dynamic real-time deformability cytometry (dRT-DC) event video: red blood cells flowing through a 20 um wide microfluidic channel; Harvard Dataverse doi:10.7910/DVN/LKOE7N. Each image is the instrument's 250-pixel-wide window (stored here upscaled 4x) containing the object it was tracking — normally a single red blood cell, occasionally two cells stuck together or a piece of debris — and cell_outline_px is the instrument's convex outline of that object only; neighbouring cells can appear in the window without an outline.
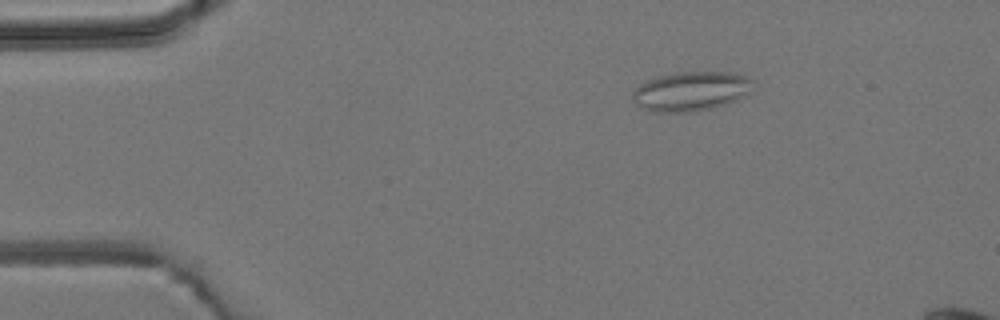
{"species": "common noctule bat (a hibernating species)", "species_latin": "Nyctalus noctula", "temperature_condition": "room temperature", "stored_images_in_passage": 6, "camera_frame_rate_fps": 3000, "um_per_image_px": 0.085, "animal": {"sex": "male", "body_mass_g": 19.2, "forearm_length_mm": 51.8}, "frame": {"image": 1, "passage_image": 3, "time_ms": 2.333, "image_size_px": [1000, 320], "cell_outline_px": [[752, 80], [748, 92], [736, 100], [712, 108], [688, 112], [656, 112], [640, 108], [632, 100], [632, 92], [640, 84], [656, 76], [676, 72], [732, 72], [744, 76]], "centroid_in_image_um": [58.65, 7.75], "position_along_channel_um": 26.3, "area_um2": 27.46}}